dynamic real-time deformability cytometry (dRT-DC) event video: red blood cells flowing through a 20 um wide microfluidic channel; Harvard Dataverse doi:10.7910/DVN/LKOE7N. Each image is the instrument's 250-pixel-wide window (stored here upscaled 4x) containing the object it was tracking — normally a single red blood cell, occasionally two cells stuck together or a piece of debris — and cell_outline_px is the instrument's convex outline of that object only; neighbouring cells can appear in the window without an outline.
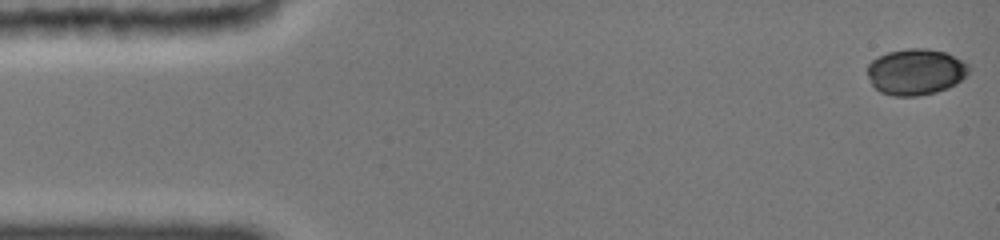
{"species": "common noctule bat (a hibernating species)", "species_latin": "Nyctalus noctula", "temperature_condition": "cold", "stored_images_in_passage": 60, "camera_frame_rate_fps": 3000, "um_per_image_px": 0.085, "animal": {"sex": "female", "body_mass_g": 19.0, "forearm_length_mm": 51.5}, "frame": {"image": 1, "passage_image": 1, "time_ms": 0.0, "image_size_px": [1000, 240], "cell_outline_px": [[972, 68], [956, 84], [948, 88], [936, 92], [916, 96], [892, 96], [880, 92], [872, 84], [868, 76], [868, 64], [872, 60], [888, 52], [908, 48], [928, 48], [948, 52], [968, 64]], "centroid_in_image_um": [77.85, 6.1], "position_along_channel_um": 7.1, "area_um2": 27.4}}
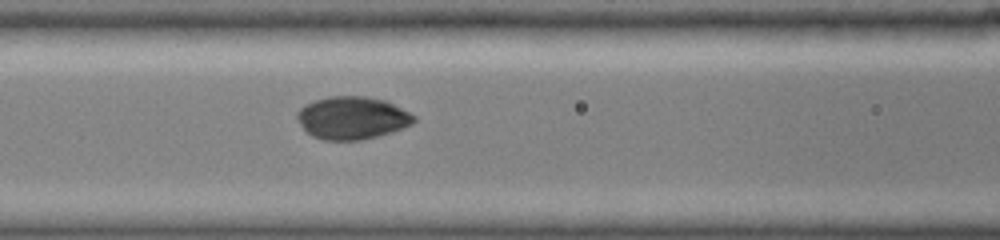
{"frame": {"image": 2, "passage_image": 25, "time_ms": 6.333, "image_size_px": [1000, 240], "cell_outline_px": [[416, 120], [412, 124], [376, 136], [360, 140], [324, 140], [312, 136], [304, 128], [296, 116], [296, 112], [304, 104], [328, 96], [364, 96], [384, 100], [416, 116]], "centroid_in_image_um": [29.9, 10.01], "position_along_channel_um": 136.7, "area_um2": 28.67}}
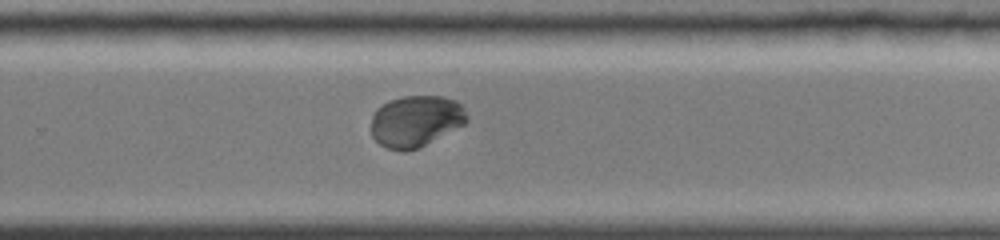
{"frame": {"image": 3, "passage_image": 40, "time_ms": 10.333, "image_size_px": [1000, 240], "cell_outline_px": [[468, 120], [464, 124], [416, 148], [404, 152], [388, 148], [380, 144], [372, 136], [372, 116], [376, 108], [388, 100], [404, 96], [444, 96], [456, 100], [464, 108]], "centroid_in_image_um": [35.32, 10.27], "position_along_channel_um": 294.5, "area_um2": 28.44}, "authors_computed_cell_mechanics": {"area_um2": 28.4665, "velocity_mm_per_s": 3.9614, "shape_relaxation_time_tau1_ms": 3.8043, "shape_relaxation_time_tau2_ms": null, "deformation_change_tau1": 0.1744, "deformation_change_tau2": null}}